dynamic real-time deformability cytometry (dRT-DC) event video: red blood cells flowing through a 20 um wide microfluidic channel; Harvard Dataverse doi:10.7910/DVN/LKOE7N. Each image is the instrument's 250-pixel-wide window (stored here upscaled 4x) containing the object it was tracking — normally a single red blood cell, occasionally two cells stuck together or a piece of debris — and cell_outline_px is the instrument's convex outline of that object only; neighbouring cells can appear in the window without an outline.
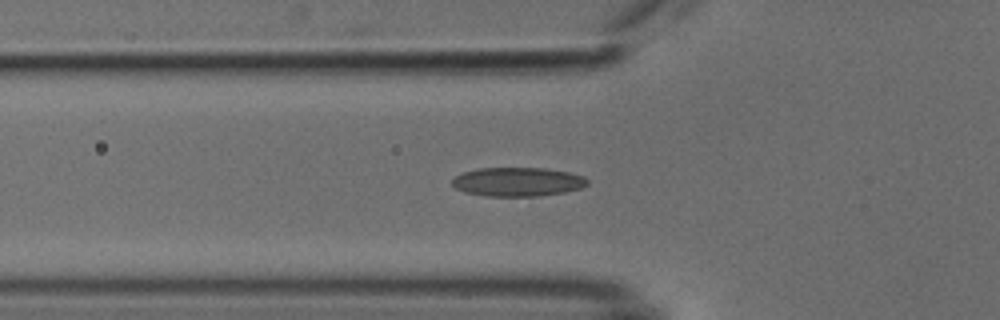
{"species": "common noctule bat (a hibernating species)", "species_latin": "Nyctalus noctula", "temperature_condition": "cold", "stored_images_in_passage": 53, "camera_frame_rate_fps": 3000, "um_per_image_px": 0.085, "animal": {"sex": "male", "body_mass_g": 18.8}, "frame": {"image": 1, "passage_image": 18, "time_ms": 5.667, "image_size_px": [1000, 320], "cell_outline_px": [[588, 184], [580, 188], [564, 192], [540, 196], [484, 196], [464, 192], [456, 188], [452, 184], [452, 180], [456, 176], [464, 172], [476, 168], [544, 168], [568, 172], [584, 176], [588, 180]], "centroid_in_image_um": [43.99, 15.45], "position_along_channel_um": 81.8, "area_um2": 22.83}}
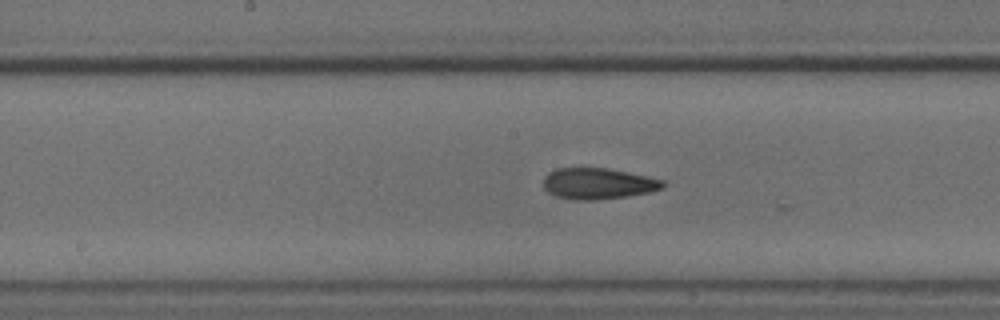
{"frame": {"image": 2, "passage_image": 27, "time_ms": 8.667, "image_size_px": [1000, 320], "cell_outline_px": [[664, 188], [648, 192], [628, 196], [596, 200], [576, 200], [556, 196], [548, 192], [544, 188], [544, 176], [548, 172], [556, 168], [608, 168], [628, 172], [664, 180]], "centroid_in_image_um": [50.82, 15.6], "position_along_channel_um": 197.4, "area_um2": 21.68}}
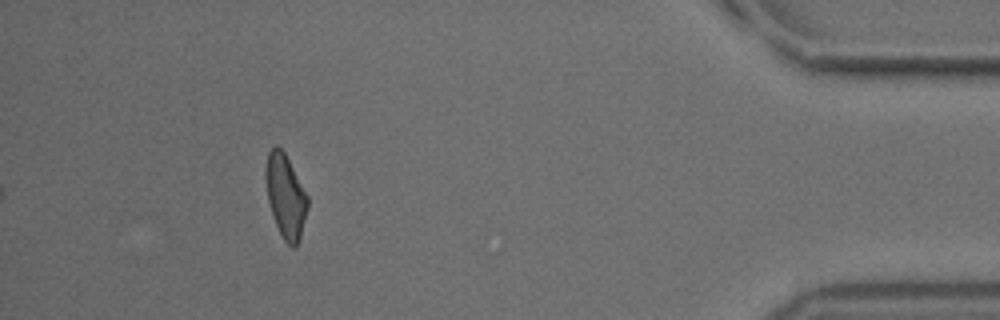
{"frame": {"image": 3, "passage_image": 48, "time_ms": 15.667, "image_size_px": [1000, 320], "cell_outline_px": [[308, 208], [300, 236], [296, 248], [292, 248], [284, 240], [276, 224], [268, 200], [264, 176], [264, 172], [268, 152], [276, 144], [284, 152], [308, 196]], "centroid_in_image_um": [24.26, 16.66], "position_along_channel_um": 410.9, "area_um2": 20.23}, "authors_computed_cell_mechanics": {"area_um2": 21.5016, "velocity_mm_per_s": 3.818, "shape_relaxation_time_tau1_ms": null, "shape_relaxation_time_tau2_ms": 3.5194, "deformation_change_tau1": null, "deformation_change_tau2": 0.1047}}